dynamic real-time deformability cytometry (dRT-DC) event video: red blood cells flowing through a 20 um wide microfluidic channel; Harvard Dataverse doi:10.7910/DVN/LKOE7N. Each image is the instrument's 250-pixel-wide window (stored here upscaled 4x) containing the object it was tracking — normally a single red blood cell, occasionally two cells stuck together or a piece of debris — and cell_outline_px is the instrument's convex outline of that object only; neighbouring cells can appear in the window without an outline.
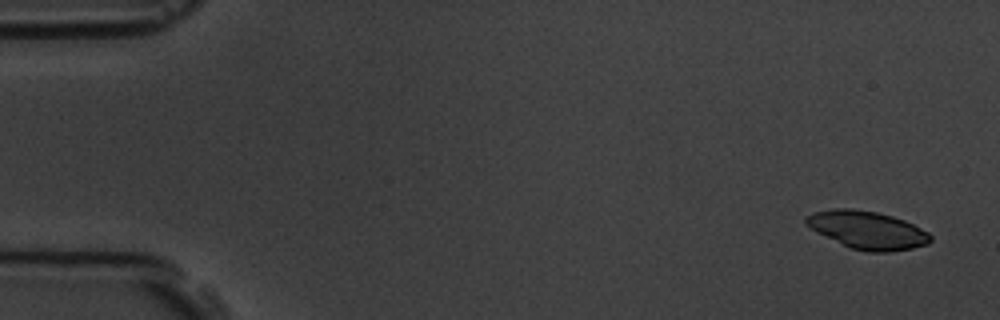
{"species": "common noctule bat (a hibernating species)", "species_latin": "Nyctalus noctula", "temperature_condition": "room temperature", "stored_images_in_passage": 4, "camera_frame_rate_fps": 3000, "um_per_image_px": 0.085, "animal": {"sex": "male", "body_mass_g": 19.5, "forearm_length_mm": 54.6}, "frame": {"image": 1, "passage_image": 1, "time_ms": 0.0, "image_size_px": [1000, 320], "cell_outline_px": [[932, 240], [928, 244], [912, 248], [888, 252], [868, 252], [852, 248], [816, 232], [804, 224], [804, 216], [812, 212], [832, 208], [852, 208], [876, 212], [892, 216], [904, 220], [928, 232], [932, 236]], "centroid_in_image_um": [73.69, 19.54], "position_along_channel_um": 11.3, "area_um2": 27.51}}
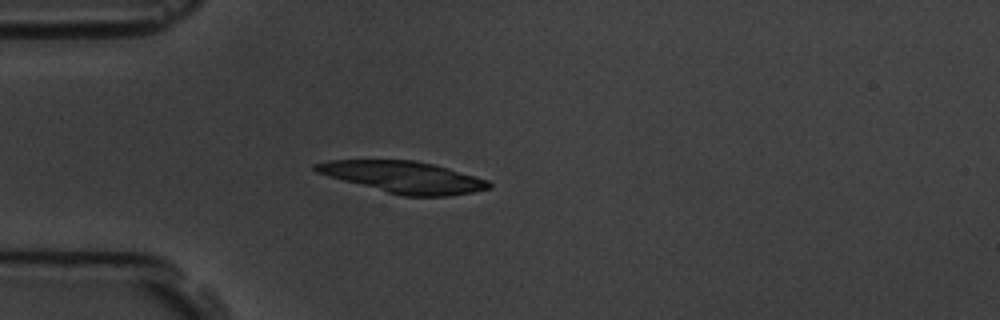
{"frame": {"image": 2, "passage_image": 4, "time_ms": 4.333, "image_size_px": [1000, 320], "cell_outline_px": [[492, 188], [472, 192], [448, 196], [404, 196], [388, 192], [344, 180], [316, 172], [312, 168], [312, 164], [328, 160], [412, 160], [432, 164], [448, 168], [488, 180], [492, 184]], "centroid_in_image_um": [34.31, 15.05], "position_along_channel_um": 50.7, "area_um2": 31.5}}